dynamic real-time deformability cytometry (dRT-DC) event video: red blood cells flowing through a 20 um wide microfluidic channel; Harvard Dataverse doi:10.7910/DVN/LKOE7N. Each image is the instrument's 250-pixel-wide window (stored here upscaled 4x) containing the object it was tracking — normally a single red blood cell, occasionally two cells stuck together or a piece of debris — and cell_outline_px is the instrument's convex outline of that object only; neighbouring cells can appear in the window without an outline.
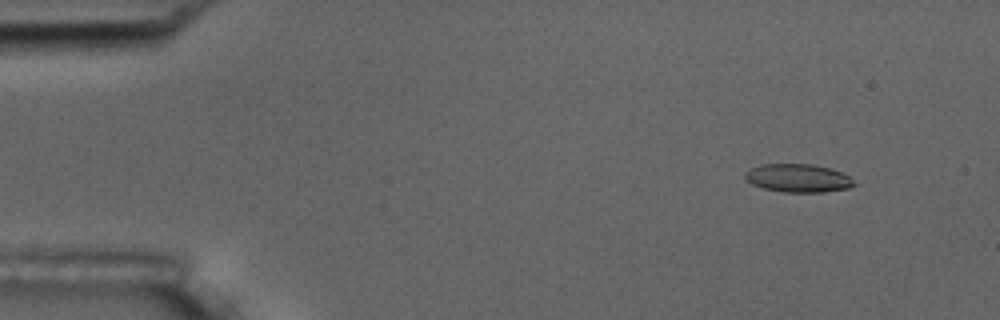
{"species": "common noctule bat (a hibernating species)", "species_latin": "Nyctalus noctula", "temperature_condition": "room temperature", "stored_images_in_passage": 7, "camera_frame_rate_fps": 3000, "um_per_image_px": 0.085, "animal": {"sex": "male", "body_mass_g": 17.5, "forearm_length_mm": 52.3}, "frame": {"image": 1, "passage_image": 1, "time_ms": 0.0, "image_size_px": [1000, 320], "cell_outline_px": [[856, 184], [848, 188], [824, 192], [784, 192], [764, 188], [752, 184], [744, 176], [744, 172], [748, 168], [764, 164], [812, 164], [828, 168], [840, 172], [848, 176]], "centroid_in_image_um": [67.8, 15.14], "position_along_channel_um": 17.2, "area_um2": 17.8}}
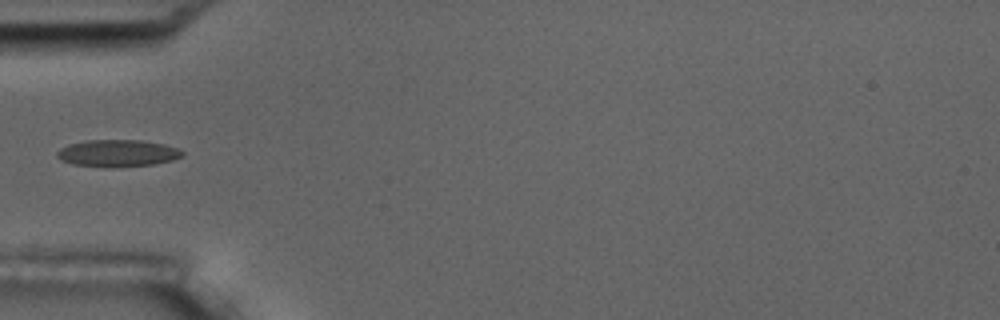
{"frame": {"image": 2, "passage_image": 4, "time_ms": 4.333, "image_size_px": [1000, 320], "cell_outline_px": [[184, 156], [172, 160], [152, 164], [112, 168], [72, 164], [56, 156], [56, 152], [60, 148], [68, 144], [88, 140], [140, 140], [164, 144], [176, 148], [184, 152]], "centroid_in_image_um": [9.99, 13.02], "position_along_channel_um": 75.0, "area_um2": 19.71}}
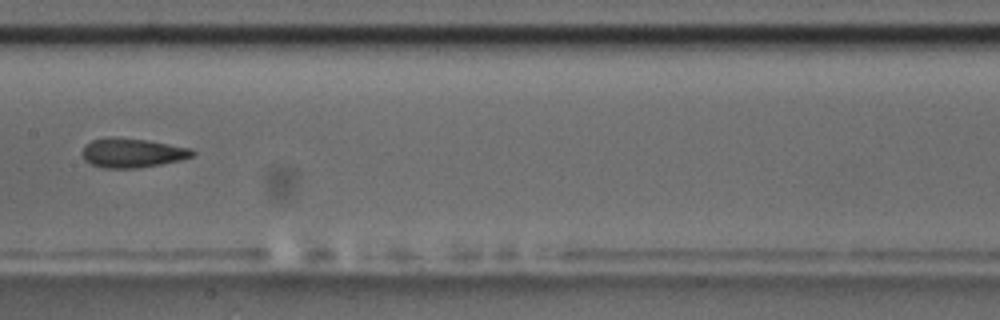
{"frame": {"image": 3, "passage_image": 7, "time_ms": 7.667, "image_size_px": [1000, 320], "cell_outline_px": [[196, 152], [192, 156], [180, 160], [160, 164], [136, 168], [104, 168], [88, 164], [84, 160], [80, 152], [84, 144], [92, 140], [112, 136], [144, 140], [192, 148]], "centroid_in_image_um": [11.17, 12.99], "position_along_channel_um": 196.2, "area_um2": 18.96}}